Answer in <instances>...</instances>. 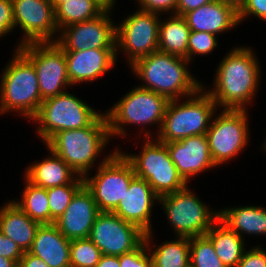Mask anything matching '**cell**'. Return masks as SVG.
<instances>
[{
	"instance_id": "1",
	"label": "cell",
	"mask_w": 266,
	"mask_h": 267,
	"mask_svg": "<svg viewBox=\"0 0 266 267\" xmlns=\"http://www.w3.org/2000/svg\"><path fill=\"white\" fill-rule=\"evenodd\" d=\"M251 47H235L221 60L213 88L202 86L219 109L247 110L259 89L261 68ZM250 102V103H249Z\"/></svg>"
},
{
	"instance_id": "2",
	"label": "cell",
	"mask_w": 266,
	"mask_h": 267,
	"mask_svg": "<svg viewBox=\"0 0 266 267\" xmlns=\"http://www.w3.org/2000/svg\"><path fill=\"white\" fill-rule=\"evenodd\" d=\"M189 63L186 58L156 51L137 59L130 68L145 82L140 87L170 101L192 96L202 88V83L190 73Z\"/></svg>"
},
{
	"instance_id": "3",
	"label": "cell",
	"mask_w": 266,
	"mask_h": 267,
	"mask_svg": "<svg viewBox=\"0 0 266 267\" xmlns=\"http://www.w3.org/2000/svg\"><path fill=\"white\" fill-rule=\"evenodd\" d=\"M110 139L108 120L102 112L88 127L57 132L45 146L84 178Z\"/></svg>"
},
{
	"instance_id": "4",
	"label": "cell",
	"mask_w": 266,
	"mask_h": 267,
	"mask_svg": "<svg viewBox=\"0 0 266 267\" xmlns=\"http://www.w3.org/2000/svg\"><path fill=\"white\" fill-rule=\"evenodd\" d=\"M0 79V114L16 112L32 119L43 102L33 64L15 49Z\"/></svg>"
},
{
	"instance_id": "5",
	"label": "cell",
	"mask_w": 266,
	"mask_h": 267,
	"mask_svg": "<svg viewBox=\"0 0 266 267\" xmlns=\"http://www.w3.org/2000/svg\"><path fill=\"white\" fill-rule=\"evenodd\" d=\"M185 99L184 102L179 99L169 101L160 131L156 134L159 141L170 143L194 135L207 134L218 109L213 98L201 88L196 94Z\"/></svg>"
},
{
	"instance_id": "6",
	"label": "cell",
	"mask_w": 266,
	"mask_h": 267,
	"mask_svg": "<svg viewBox=\"0 0 266 267\" xmlns=\"http://www.w3.org/2000/svg\"><path fill=\"white\" fill-rule=\"evenodd\" d=\"M144 130L142 152L125 153L119 150L131 164L135 175L146 180L159 196L174 193L188 184L179 175L174 162L170 159L168 147L164 142L152 136L150 130ZM153 137V138H152ZM152 140V141H151Z\"/></svg>"
},
{
	"instance_id": "7",
	"label": "cell",
	"mask_w": 266,
	"mask_h": 267,
	"mask_svg": "<svg viewBox=\"0 0 266 267\" xmlns=\"http://www.w3.org/2000/svg\"><path fill=\"white\" fill-rule=\"evenodd\" d=\"M168 103L169 100L166 97L156 92L139 85L133 87L105 112L111 139L116 136L119 138L126 136L127 130L125 129L128 124L135 126L138 124L140 127L157 124L158 134Z\"/></svg>"
},
{
	"instance_id": "8",
	"label": "cell",
	"mask_w": 266,
	"mask_h": 267,
	"mask_svg": "<svg viewBox=\"0 0 266 267\" xmlns=\"http://www.w3.org/2000/svg\"><path fill=\"white\" fill-rule=\"evenodd\" d=\"M101 113L68 91L43 100L31 119L38 123V138L45 144L59 131L88 127Z\"/></svg>"
},
{
	"instance_id": "9",
	"label": "cell",
	"mask_w": 266,
	"mask_h": 267,
	"mask_svg": "<svg viewBox=\"0 0 266 267\" xmlns=\"http://www.w3.org/2000/svg\"><path fill=\"white\" fill-rule=\"evenodd\" d=\"M188 187L159 197L158 204L162 205L175 236L191 238L208 232L219 219V209L212 211Z\"/></svg>"
},
{
	"instance_id": "10",
	"label": "cell",
	"mask_w": 266,
	"mask_h": 267,
	"mask_svg": "<svg viewBox=\"0 0 266 267\" xmlns=\"http://www.w3.org/2000/svg\"><path fill=\"white\" fill-rule=\"evenodd\" d=\"M118 150L99 161L94 176L84 177V184L93 194L100 212H113L136 176L129 161Z\"/></svg>"
},
{
	"instance_id": "11",
	"label": "cell",
	"mask_w": 266,
	"mask_h": 267,
	"mask_svg": "<svg viewBox=\"0 0 266 267\" xmlns=\"http://www.w3.org/2000/svg\"><path fill=\"white\" fill-rule=\"evenodd\" d=\"M247 112L222 109L220 114H214L206 135L211 158L217 167L236 158L246 148L250 139Z\"/></svg>"
},
{
	"instance_id": "12",
	"label": "cell",
	"mask_w": 266,
	"mask_h": 267,
	"mask_svg": "<svg viewBox=\"0 0 266 267\" xmlns=\"http://www.w3.org/2000/svg\"><path fill=\"white\" fill-rule=\"evenodd\" d=\"M18 50L33 64L41 99L66 92L71 87L64 50L56 42L28 43Z\"/></svg>"
},
{
	"instance_id": "13",
	"label": "cell",
	"mask_w": 266,
	"mask_h": 267,
	"mask_svg": "<svg viewBox=\"0 0 266 267\" xmlns=\"http://www.w3.org/2000/svg\"><path fill=\"white\" fill-rule=\"evenodd\" d=\"M161 15L136 10L116 25V53L124 52L127 63L158 51ZM160 18V19H159Z\"/></svg>"
},
{
	"instance_id": "14",
	"label": "cell",
	"mask_w": 266,
	"mask_h": 267,
	"mask_svg": "<svg viewBox=\"0 0 266 267\" xmlns=\"http://www.w3.org/2000/svg\"><path fill=\"white\" fill-rule=\"evenodd\" d=\"M111 10L83 22L74 23L59 31L56 43L64 52L89 49H116V24ZM110 14V16H109Z\"/></svg>"
},
{
	"instance_id": "15",
	"label": "cell",
	"mask_w": 266,
	"mask_h": 267,
	"mask_svg": "<svg viewBox=\"0 0 266 267\" xmlns=\"http://www.w3.org/2000/svg\"><path fill=\"white\" fill-rule=\"evenodd\" d=\"M88 238L102 254L120 256L136 249L144 241L145 232L113 212H100Z\"/></svg>"
},
{
	"instance_id": "16",
	"label": "cell",
	"mask_w": 266,
	"mask_h": 267,
	"mask_svg": "<svg viewBox=\"0 0 266 267\" xmlns=\"http://www.w3.org/2000/svg\"><path fill=\"white\" fill-rule=\"evenodd\" d=\"M12 4L15 28L19 26L24 35L16 49L28 43L56 42L59 29L50 0H12Z\"/></svg>"
},
{
	"instance_id": "17",
	"label": "cell",
	"mask_w": 266,
	"mask_h": 267,
	"mask_svg": "<svg viewBox=\"0 0 266 267\" xmlns=\"http://www.w3.org/2000/svg\"><path fill=\"white\" fill-rule=\"evenodd\" d=\"M170 159L174 162L179 175L188 184L189 179L203 171L217 168L211 158L207 135H194L179 141L165 143Z\"/></svg>"
},
{
	"instance_id": "18",
	"label": "cell",
	"mask_w": 266,
	"mask_h": 267,
	"mask_svg": "<svg viewBox=\"0 0 266 267\" xmlns=\"http://www.w3.org/2000/svg\"><path fill=\"white\" fill-rule=\"evenodd\" d=\"M159 202V196L149 183L135 176L129 184V189L113 211L124 221L137 225L145 233L152 232V208Z\"/></svg>"
},
{
	"instance_id": "19",
	"label": "cell",
	"mask_w": 266,
	"mask_h": 267,
	"mask_svg": "<svg viewBox=\"0 0 266 267\" xmlns=\"http://www.w3.org/2000/svg\"><path fill=\"white\" fill-rule=\"evenodd\" d=\"M99 213L93 194L84 184L54 224L69 240L88 238Z\"/></svg>"
},
{
	"instance_id": "20",
	"label": "cell",
	"mask_w": 266,
	"mask_h": 267,
	"mask_svg": "<svg viewBox=\"0 0 266 267\" xmlns=\"http://www.w3.org/2000/svg\"><path fill=\"white\" fill-rule=\"evenodd\" d=\"M71 85L92 82L110 71L117 61L116 49H89L65 52Z\"/></svg>"
},
{
	"instance_id": "21",
	"label": "cell",
	"mask_w": 266,
	"mask_h": 267,
	"mask_svg": "<svg viewBox=\"0 0 266 267\" xmlns=\"http://www.w3.org/2000/svg\"><path fill=\"white\" fill-rule=\"evenodd\" d=\"M191 31L214 35L231 31L239 25L238 11L222 0H214L182 16Z\"/></svg>"
},
{
	"instance_id": "22",
	"label": "cell",
	"mask_w": 266,
	"mask_h": 267,
	"mask_svg": "<svg viewBox=\"0 0 266 267\" xmlns=\"http://www.w3.org/2000/svg\"><path fill=\"white\" fill-rule=\"evenodd\" d=\"M70 242L55 224H42L28 252L49 267H70Z\"/></svg>"
},
{
	"instance_id": "23",
	"label": "cell",
	"mask_w": 266,
	"mask_h": 267,
	"mask_svg": "<svg viewBox=\"0 0 266 267\" xmlns=\"http://www.w3.org/2000/svg\"><path fill=\"white\" fill-rule=\"evenodd\" d=\"M40 225L23 212L13 200L5 202L0 209V231L12 239L23 252L30 250Z\"/></svg>"
},
{
	"instance_id": "24",
	"label": "cell",
	"mask_w": 266,
	"mask_h": 267,
	"mask_svg": "<svg viewBox=\"0 0 266 267\" xmlns=\"http://www.w3.org/2000/svg\"><path fill=\"white\" fill-rule=\"evenodd\" d=\"M47 150L49 157L29 165L24 177L33 185L46 189L72 183L79 175L63 159Z\"/></svg>"
},
{
	"instance_id": "25",
	"label": "cell",
	"mask_w": 266,
	"mask_h": 267,
	"mask_svg": "<svg viewBox=\"0 0 266 267\" xmlns=\"http://www.w3.org/2000/svg\"><path fill=\"white\" fill-rule=\"evenodd\" d=\"M219 219L242 238L244 234L266 236V208L238 206L219 210Z\"/></svg>"
},
{
	"instance_id": "26",
	"label": "cell",
	"mask_w": 266,
	"mask_h": 267,
	"mask_svg": "<svg viewBox=\"0 0 266 267\" xmlns=\"http://www.w3.org/2000/svg\"><path fill=\"white\" fill-rule=\"evenodd\" d=\"M205 235L211 240L216 255L226 267L238 266L246 249L244 238L220 219L212 225Z\"/></svg>"
},
{
	"instance_id": "27",
	"label": "cell",
	"mask_w": 266,
	"mask_h": 267,
	"mask_svg": "<svg viewBox=\"0 0 266 267\" xmlns=\"http://www.w3.org/2000/svg\"><path fill=\"white\" fill-rule=\"evenodd\" d=\"M152 234L145 233L144 238L152 257V267H190V238L176 236L173 241L167 240L154 248Z\"/></svg>"
},
{
	"instance_id": "28",
	"label": "cell",
	"mask_w": 266,
	"mask_h": 267,
	"mask_svg": "<svg viewBox=\"0 0 266 267\" xmlns=\"http://www.w3.org/2000/svg\"><path fill=\"white\" fill-rule=\"evenodd\" d=\"M190 28L182 16L170 15L160 21L158 51L169 53L188 60V41Z\"/></svg>"
},
{
	"instance_id": "29",
	"label": "cell",
	"mask_w": 266,
	"mask_h": 267,
	"mask_svg": "<svg viewBox=\"0 0 266 267\" xmlns=\"http://www.w3.org/2000/svg\"><path fill=\"white\" fill-rule=\"evenodd\" d=\"M105 10L97 0H68L55 9V21L60 31L68 25L93 19Z\"/></svg>"
},
{
	"instance_id": "30",
	"label": "cell",
	"mask_w": 266,
	"mask_h": 267,
	"mask_svg": "<svg viewBox=\"0 0 266 267\" xmlns=\"http://www.w3.org/2000/svg\"><path fill=\"white\" fill-rule=\"evenodd\" d=\"M24 191L21 199L13 200L17 206L25 212L32 220L42 224H50V208L47 189L33 185L24 177Z\"/></svg>"
},
{
	"instance_id": "31",
	"label": "cell",
	"mask_w": 266,
	"mask_h": 267,
	"mask_svg": "<svg viewBox=\"0 0 266 267\" xmlns=\"http://www.w3.org/2000/svg\"><path fill=\"white\" fill-rule=\"evenodd\" d=\"M84 185V178L78 176L72 183L47 189L50 208V224L64 213L76 192Z\"/></svg>"
},
{
	"instance_id": "32",
	"label": "cell",
	"mask_w": 266,
	"mask_h": 267,
	"mask_svg": "<svg viewBox=\"0 0 266 267\" xmlns=\"http://www.w3.org/2000/svg\"><path fill=\"white\" fill-rule=\"evenodd\" d=\"M190 267H226L216 255L211 240L206 236L190 238Z\"/></svg>"
},
{
	"instance_id": "33",
	"label": "cell",
	"mask_w": 266,
	"mask_h": 267,
	"mask_svg": "<svg viewBox=\"0 0 266 267\" xmlns=\"http://www.w3.org/2000/svg\"><path fill=\"white\" fill-rule=\"evenodd\" d=\"M102 253L89 238L70 242V267H95Z\"/></svg>"
},
{
	"instance_id": "34",
	"label": "cell",
	"mask_w": 266,
	"mask_h": 267,
	"mask_svg": "<svg viewBox=\"0 0 266 267\" xmlns=\"http://www.w3.org/2000/svg\"><path fill=\"white\" fill-rule=\"evenodd\" d=\"M218 37L208 32L191 31L188 41V61H191L196 55L212 54L215 47L218 46Z\"/></svg>"
},
{
	"instance_id": "35",
	"label": "cell",
	"mask_w": 266,
	"mask_h": 267,
	"mask_svg": "<svg viewBox=\"0 0 266 267\" xmlns=\"http://www.w3.org/2000/svg\"><path fill=\"white\" fill-rule=\"evenodd\" d=\"M120 267H152L145 240L134 250L119 256Z\"/></svg>"
},
{
	"instance_id": "36",
	"label": "cell",
	"mask_w": 266,
	"mask_h": 267,
	"mask_svg": "<svg viewBox=\"0 0 266 267\" xmlns=\"http://www.w3.org/2000/svg\"><path fill=\"white\" fill-rule=\"evenodd\" d=\"M139 3V10L153 14L176 15L178 0H136ZM163 12V13H162Z\"/></svg>"
},
{
	"instance_id": "37",
	"label": "cell",
	"mask_w": 266,
	"mask_h": 267,
	"mask_svg": "<svg viewBox=\"0 0 266 267\" xmlns=\"http://www.w3.org/2000/svg\"><path fill=\"white\" fill-rule=\"evenodd\" d=\"M252 15L266 21V0H246L238 10L239 24Z\"/></svg>"
},
{
	"instance_id": "38",
	"label": "cell",
	"mask_w": 266,
	"mask_h": 267,
	"mask_svg": "<svg viewBox=\"0 0 266 267\" xmlns=\"http://www.w3.org/2000/svg\"><path fill=\"white\" fill-rule=\"evenodd\" d=\"M237 267H266V250L259 245L246 249Z\"/></svg>"
},
{
	"instance_id": "39",
	"label": "cell",
	"mask_w": 266,
	"mask_h": 267,
	"mask_svg": "<svg viewBox=\"0 0 266 267\" xmlns=\"http://www.w3.org/2000/svg\"><path fill=\"white\" fill-rule=\"evenodd\" d=\"M15 28L12 0H0V38Z\"/></svg>"
},
{
	"instance_id": "40",
	"label": "cell",
	"mask_w": 266,
	"mask_h": 267,
	"mask_svg": "<svg viewBox=\"0 0 266 267\" xmlns=\"http://www.w3.org/2000/svg\"><path fill=\"white\" fill-rule=\"evenodd\" d=\"M24 252L20 249V247L9 237H6L0 231V256L14 260L17 264Z\"/></svg>"
},
{
	"instance_id": "41",
	"label": "cell",
	"mask_w": 266,
	"mask_h": 267,
	"mask_svg": "<svg viewBox=\"0 0 266 267\" xmlns=\"http://www.w3.org/2000/svg\"><path fill=\"white\" fill-rule=\"evenodd\" d=\"M211 1L214 0H178L176 15L183 16Z\"/></svg>"
},
{
	"instance_id": "42",
	"label": "cell",
	"mask_w": 266,
	"mask_h": 267,
	"mask_svg": "<svg viewBox=\"0 0 266 267\" xmlns=\"http://www.w3.org/2000/svg\"><path fill=\"white\" fill-rule=\"evenodd\" d=\"M18 265L20 267H49L41 258L29 252H24Z\"/></svg>"
},
{
	"instance_id": "43",
	"label": "cell",
	"mask_w": 266,
	"mask_h": 267,
	"mask_svg": "<svg viewBox=\"0 0 266 267\" xmlns=\"http://www.w3.org/2000/svg\"><path fill=\"white\" fill-rule=\"evenodd\" d=\"M95 267H120L119 256L102 254L100 261Z\"/></svg>"
},
{
	"instance_id": "44",
	"label": "cell",
	"mask_w": 266,
	"mask_h": 267,
	"mask_svg": "<svg viewBox=\"0 0 266 267\" xmlns=\"http://www.w3.org/2000/svg\"><path fill=\"white\" fill-rule=\"evenodd\" d=\"M18 264L11 259L0 256V267H17Z\"/></svg>"
},
{
	"instance_id": "45",
	"label": "cell",
	"mask_w": 266,
	"mask_h": 267,
	"mask_svg": "<svg viewBox=\"0 0 266 267\" xmlns=\"http://www.w3.org/2000/svg\"><path fill=\"white\" fill-rule=\"evenodd\" d=\"M222 1L229 5H232L238 11L246 0H222Z\"/></svg>"
},
{
	"instance_id": "46",
	"label": "cell",
	"mask_w": 266,
	"mask_h": 267,
	"mask_svg": "<svg viewBox=\"0 0 266 267\" xmlns=\"http://www.w3.org/2000/svg\"><path fill=\"white\" fill-rule=\"evenodd\" d=\"M97 1L100 2L108 10H113L115 7L114 5H116L115 4L116 0H97Z\"/></svg>"
},
{
	"instance_id": "47",
	"label": "cell",
	"mask_w": 266,
	"mask_h": 267,
	"mask_svg": "<svg viewBox=\"0 0 266 267\" xmlns=\"http://www.w3.org/2000/svg\"><path fill=\"white\" fill-rule=\"evenodd\" d=\"M68 0H50L51 4L53 5L54 10L60 5L63 4L65 2H67Z\"/></svg>"
},
{
	"instance_id": "48",
	"label": "cell",
	"mask_w": 266,
	"mask_h": 267,
	"mask_svg": "<svg viewBox=\"0 0 266 267\" xmlns=\"http://www.w3.org/2000/svg\"><path fill=\"white\" fill-rule=\"evenodd\" d=\"M263 148H264V150L266 151V140H265V142H264V144H263Z\"/></svg>"
}]
</instances>
